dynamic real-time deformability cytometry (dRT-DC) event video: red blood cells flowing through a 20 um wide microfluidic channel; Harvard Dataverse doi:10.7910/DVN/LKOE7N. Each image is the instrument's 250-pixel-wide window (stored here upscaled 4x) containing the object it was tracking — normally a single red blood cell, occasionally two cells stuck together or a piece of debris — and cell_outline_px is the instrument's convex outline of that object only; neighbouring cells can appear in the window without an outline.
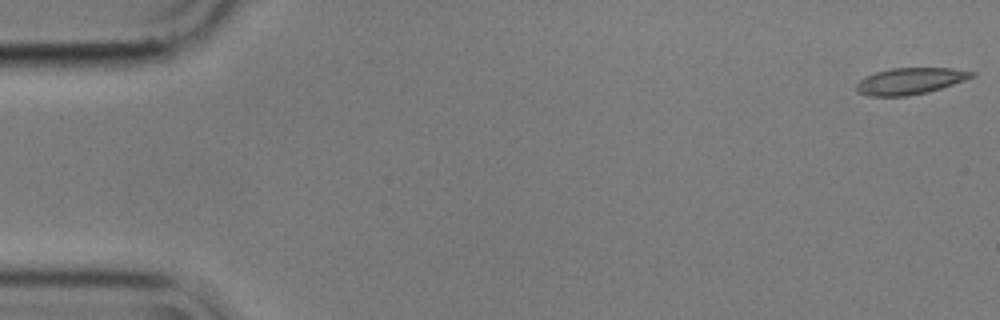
{"species": "common noctule bat (a hibernating species)", "species_latin": "Nyctalus noctula", "temperature_condition": "cold", "stored_images_in_passage": 15, "camera_frame_rate_fps": 3000, "um_per_image_px": 0.085, "animal": {"sex": "male", "body_mass_g": 17.9}, "frame": {"image": 1, "passage_image": 1, "time_ms": 0.0, "image_size_px": [1000, 320], "cell_outline_px": [[976, 76], [928, 92], [908, 96], [868, 96], [856, 92], [856, 84], [864, 76], [876, 72], [892, 68], [952, 68], [976, 72]], "centroid_in_image_um": [77.33, 6.89], "position_along_channel_um": 7.7, "area_um2": 17.86}}
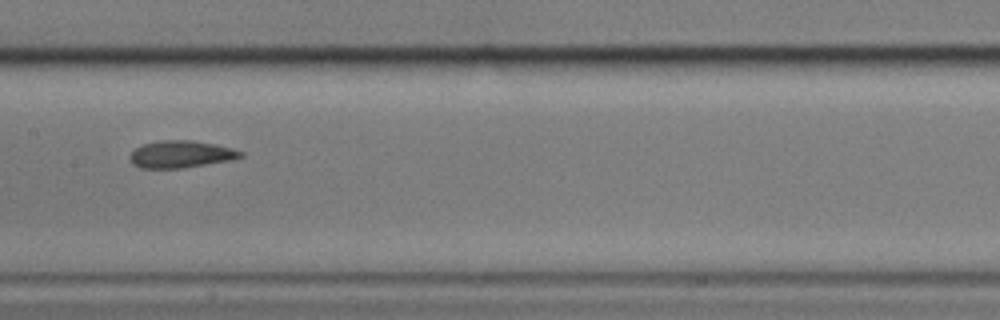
{"frame": {"image": 2, "passage_image": 8, "time_ms": 2.333, "image_size_px": [1000, 320], "cell_outline_px": [[244, 156], [236, 160], [184, 168], [140, 168], [132, 164], [128, 160], [128, 156], [136, 148], [144, 144], [160, 140], [192, 140], [216, 144], [232, 148], [244, 152]], "centroid_in_image_um": [15.42, 13.12], "position_along_channel_um": 192.0, "area_um2": 17.92}}
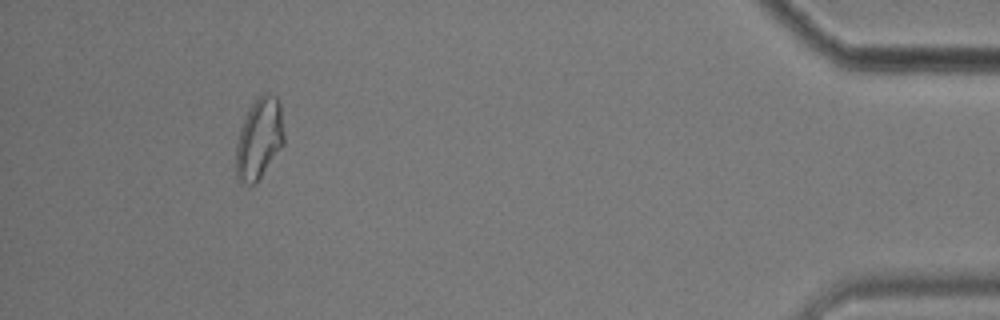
{"frame": {"image": 3, "passage_image": 14, "time_ms": 4.333, "image_size_px": [1000, 320], "cell_outline_px": [[284, 144], [256, 184], [248, 184], [240, 180], [236, 176], [236, 144], [240, 128], [248, 108], [264, 92], [268, 92], [276, 96], [280, 104], [284, 132]], "centroid_in_image_um": [22.04, 11.77], "position_along_channel_um": 413.2, "area_um2": 22.77}}